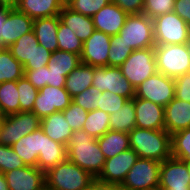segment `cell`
Wrapping results in <instances>:
<instances>
[{
	"label": "cell",
	"mask_w": 190,
	"mask_h": 190,
	"mask_svg": "<svg viewBox=\"0 0 190 190\" xmlns=\"http://www.w3.org/2000/svg\"><path fill=\"white\" fill-rule=\"evenodd\" d=\"M67 159L88 171L95 178L100 174L106 158L100 150L97 139L88 135L83 129L73 131L66 145Z\"/></svg>",
	"instance_id": "cell-1"
},
{
	"label": "cell",
	"mask_w": 190,
	"mask_h": 190,
	"mask_svg": "<svg viewBox=\"0 0 190 190\" xmlns=\"http://www.w3.org/2000/svg\"><path fill=\"white\" fill-rule=\"evenodd\" d=\"M128 134L130 147L138 157L161 163L172 157L171 135L166 130L135 127Z\"/></svg>",
	"instance_id": "cell-2"
},
{
	"label": "cell",
	"mask_w": 190,
	"mask_h": 190,
	"mask_svg": "<svg viewBox=\"0 0 190 190\" xmlns=\"http://www.w3.org/2000/svg\"><path fill=\"white\" fill-rule=\"evenodd\" d=\"M95 177L69 159L45 172V187L49 190H82Z\"/></svg>",
	"instance_id": "cell-3"
},
{
	"label": "cell",
	"mask_w": 190,
	"mask_h": 190,
	"mask_svg": "<svg viewBox=\"0 0 190 190\" xmlns=\"http://www.w3.org/2000/svg\"><path fill=\"white\" fill-rule=\"evenodd\" d=\"M157 71L176 78L190 72V44H168L154 47Z\"/></svg>",
	"instance_id": "cell-4"
},
{
	"label": "cell",
	"mask_w": 190,
	"mask_h": 190,
	"mask_svg": "<svg viewBox=\"0 0 190 190\" xmlns=\"http://www.w3.org/2000/svg\"><path fill=\"white\" fill-rule=\"evenodd\" d=\"M117 39L123 40L132 51L155 47L153 19L143 13L128 15Z\"/></svg>",
	"instance_id": "cell-5"
},
{
	"label": "cell",
	"mask_w": 190,
	"mask_h": 190,
	"mask_svg": "<svg viewBox=\"0 0 190 190\" xmlns=\"http://www.w3.org/2000/svg\"><path fill=\"white\" fill-rule=\"evenodd\" d=\"M155 46L190 44L189 25L174 11L153 19Z\"/></svg>",
	"instance_id": "cell-6"
},
{
	"label": "cell",
	"mask_w": 190,
	"mask_h": 190,
	"mask_svg": "<svg viewBox=\"0 0 190 190\" xmlns=\"http://www.w3.org/2000/svg\"><path fill=\"white\" fill-rule=\"evenodd\" d=\"M122 75L136 89L138 86L157 73L154 47L137 49L120 66Z\"/></svg>",
	"instance_id": "cell-7"
},
{
	"label": "cell",
	"mask_w": 190,
	"mask_h": 190,
	"mask_svg": "<svg viewBox=\"0 0 190 190\" xmlns=\"http://www.w3.org/2000/svg\"><path fill=\"white\" fill-rule=\"evenodd\" d=\"M41 119L32 111L18 112L0 120V144L11 146L21 137L40 128Z\"/></svg>",
	"instance_id": "cell-8"
},
{
	"label": "cell",
	"mask_w": 190,
	"mask_h": 190,
	"mask_svg": "<svg viewBox=\"0 0 190 190\" xmlns=\"http://www.w3.org/2000/svg\"><path fill=\"white\" fill-rule=\"evenodd\" d=\"M161 162L152 159L138 158L131 167L121 190H158Z\"/></svg>",
	"instance_id": "cell-9"
},
{
	"label": "cell",
	"mask_w": 190,
	"mask_h": 190,
	"mask_svg": "<svg viewBox=\"0 0 190 190\" xmlns=\"http://www.w3.org/2000/svg\"><path fill=\"white\" fill-rule=\"evenodd\" d=\"M92 85L101 93L108 91L125 97L128 100L135 97V88L122 75L120 67H94Z\"/></svg>",
	"instance_id": "cell-10"
},
{
	"label": "cell",
	"mask_w": 190,
	"mask_h": 190,
	"mask_svg": "<svg viewBox=\"0 0 190 190\" xmlns=\"http://www.w3.org/2000/svg\"><path fill=\"white\" fill-rule=\"evenodd\" d=\"M135 97L165 107L175 98L174 78L167 77L166 75L157 72L135 89Z\"/></svg>",
	"instance_id": "cell-11"
},
{
	"label": "cell",
	"mask_w": 190,
	"mask_h": 190,
	"mask_svg": "<svg viewBox=\"0 0 190 190\" xmlns=\"http://www.w3.org/2000/svg\"><path fill=\"white\" fill-rule=\"evenodd\" d=\"M138 158V154L131 148L120 152L118 155L106 159L102 171L95 179L104 184L121 186Z\"/></svg>",
	"instance_id": "cell-12"
},
{
	"label": "cell",
	"mask_w": 190,
	"mask_h": 190,
	"mask_svg": "<svg viewBox=\"0 0 190 190\" xmlns=\"http://www.w3.org/2000/svg\"><path fill=\"white\" fill-rule=\"evenodd\" d=\"M73 101L65 88L44 86L38 91L32 112L40 119L55 112H62Z\"/></svg>",
	"instance_id": "cell-13"
},
{
	"label": "cell",
	"mask_w": 190,
	"mask_h": 190,
	"mask_svg": "<svg viewBox=\"0 0 190 190\" xmlns=\"http://www.w3.org/2000/svg\"><path fill=\"white\" fill-rule=\"evenodd\" d=\"M159 190H190V171L186 161L170 157L161 163Z\"/></svg>",
	"instance_id": "cell-14"
},
{
	"label": "cell",
	"mask_w": 190,
	"mask_h": 190,
	"mask_svg": "<svg viewBox=\"0 0 190 190\" xmlns=\"http://www.w3.org/2000/svg\"><path fill=\"white\" fill-rule=\"evenodd\" d=\"M81 64V57L75 53L56 50L52 52L47 67V85L65 88L67 76Z\"/></svg>",
	"instance_id": "cell-15"
},
{
	"label": "cell",
	"mask_w": 190,
	"mask_h": 190,
	"mask_svg": "<svg viewBox=\"0 0 190 190\" xmlns=\"http://www.w3.org/2000/svg\"><path fill=\"white\" fill-rule=\"evenodd\" d=\"M110 39V35L94 30L92 35L83 42V50L80 55L81 63L93 67L108 66Z\"/></svg>",
	"instance_id": "cell-16"
},
{
	"label": "cell",
	"mask_w": 190,
	"mask_h": 190,
	"mask_svg": "<svg viewBox=\"0 0 190 190\" xmlns=\"http://www.w3.org/2000/svg\"><path fill=\"white\" fill-rule=\"evenodd\" d=\"M33 22L27 14L11 9L0 31V48H9L25 33L33 31Z\"/></svg>",
	"instance_id": "cell-17"
},
{
	"label": "cell",
	"mask_w": 190,
	"mask_h": 190,
	"mask_svg": "<svg viewBox=\"0 0 190 190\" xmlns=\"http://www.w3.org/2000/svg\"><path fill=\"white\" fill-rule=\"evenodd\" d=\"M9 190H42L45 172L38 167L25 166L4 173Z\"/></svg>",
	"instance_id": "cell-18"
},
{
	"label": "cell",
	"mask_w": 190,
	"mask_h": 190,
	"mask_svg": "<svg viewBox=\"0 0 190 190\" xmlns=\"http://www.w3.org/2000/svg\"><path fill=\"white\" fill-rule=\"evenodd\" d=\"M136 127L165 130L164 107L151 101L134 97Z\"/></svg>",
	"instance_id": "cell-19"
},
{
	"label": "cell",
	"mask_w": 190,
	"mask_h": 190,
	"mask_svg": "<svg viewBox=\"0 0 190 190\" xmlns=\"http://www.w3.org/2000/svg\"><path fill=\"white\" fill-rule=\"evenodd\" d=\"M128 14L110 2L92 16L95 30L115 36L123 28Z\"/></svg>",
	"instance_id": "cell-20"
},
{
	"label": "cell",
	"mask_w": 190,
	"mask_h": 190,
	"mask_svg": "<svg viewBox=\"0 0 190 190\" xmlns=\"http://www.w3.org/2000/svg\"><path fill=\"white\" fill-rule=\"evenodd\" d=\"M45 146V133L41 128L21 137L11 145L26 166L37 167L38 154L43 153Z\"/></svg>",
	"instance_id": "cell-21"
},
{
	"label": "cell",
	"mask_w": 190,
	"mask_h": 190,
	"mask_svg": "<svg viewBox=\"0 0 190 190\" xmlns=\"http://www.w3.org/2000/svg\"><path fill=\"white\" fill-rule=\"evenodd\" d=\"M165 130L173 135L190 128V102L174 98L164 107Z\"/></svg>",
	"instance_id": "cell-22"
},
{
	"label": "cell",
	"mask_w": 190,
	"mask_h": 190,
	"mask_svg": "<svg viewBox=\"0 0 190 190\" xmlns=\"http://www.w3.org/2000/svg\"><path fill=\"white\" fill-rule=\"evenodd\" d=\"M64 6L62 0H16V9L33 20L59 15Z\"/></svg>",
	"instance_id": "cell-23"
},
{
	"label": "cell",
	"mask_w": 190,
	"mask_h": 190,
	"mask_svg": "<svg viewBox=\"0 0 190 190\" xmlns=\"http://www.w3.org/2000/svg\"><path fill=\"white\" fill-rule=\"evenodd\" d=\"M60 21L59 15H56L35 19L33 22V31L39 45L51 52L58 50L57 31Z\"/></svg>",
	"instance_id": "cell-24"
},
{
	"label": "cell",
	"mask_w": 190,
	"mask_h": 190,
	"mask_svg": "<svg viewBox=\"0 0 190 190\" xmlns=\"http://www.w3.org/2000/svg\"><path fill=\"white\" fill-rule=\"evenodd\" d=\"M61 22L76 34L82 42L86 41L95 30L92 17L85 16L65 5L59 13Z\"/></svg>",
	"instance_id": "cell-25"
},
{
	"label": "cell",
	"mask_w": 190,
	"mask_h": 190,
	"mask_svg": "<svg viewBox=\"0 0 190 190\" xmlns=\"http://www.w3.org/2000/svg\"><path fill=\"white\" fill-rule=\"evenodd\" d=\"M40 128L50 139L63 145L68 144L73 133L63 112H55L42 118Z\"/></svg>",
	"instance_id": "cell-26"
},
{
	"label": "cell",
	"mask_w": 190,
	"mask_h": 190,
	"mask_svg": "<svg viewBox=\"0 0 190 190\" xmlns=\"http://www.w3.org/2000/svg\"><path fill=\"white\" fill-rule=\"evenodd\" d=\"M39 46L34 31L25 33L8 49L13 57L24 66V70H34L35 49Z\"/></svg>",
	"instance_id": "cell-27"
},
{
	"label": "cell",
	"mask_w": 190,
	"mask_h": 190,
	"mask_svg": "<svg viewBox=\"0 0 190 190\" xmlns=\"http://www.w3.org/2000/svg\"><path fill=\"white\" fill-rule=\"evenodd\" d=\"M94 67L81 63L66 78L65 89L73 98L92 86Z\"/></svg>",
	"instance_id": "cell-28"
},
{
	"label": "cell",
	"mask_w": 190,
	"mask_h": 190,
	"mask_svg": "<svg viewBox=\"0 0 190 190\" xmlns=\"http://www.w3.org/2000/svg\"><path fill=\"white\" fill-rule=\"evenodd\" d=\"M67 159V147L59 142L53 141L45 134V146L43 153L38 154L37 167L46 172L50 168Z\"/></svg>",
	"instance_id": "cell-29"
},
{
	"label": "cell",
	"mask_w": 190,
	"mask_h": 190,
	"mask_svg": "<svg viewBox=\"0 0 190 190\" xmlns=\"http://www.w3.org/2000/svg\"><path fill=\"white\" fill-rule=\"evenodd\" d=\"M97 141L106 159L112 158L120 152L131 148L129 134L124 132L109 130L99 137Z\"/></svg>",
	"instance_id": "cell-30"
},
{
	"label": "cell",
	"mask_w": 190,
	"mask_h": 190,
	"mask_svg": "<svg viewBox=\"0 0 190 190\" xmlns=\"http://www.w3.org/2000/svg\"><path fill=\"white\" fill-rule=\"evenodd\" d=\"M110 130L129 133L136 127L134 98L109 115Z\"/></svg>",
	"instance_id": "cell-31"
},
{
	"label": "cell",
	"mask_w": 190,
	"mask_h": 190,
	"mask_svg": "<svg viewBox=\"0 0 190 190\" xmlns=\"http://www.w3.org/2000/svg\"><path fill=\"white\" fill-rule=\"evenodd\" d=\"M24 76V66L18 62L8 48H0V83L18 81Z\"/></svg>",
	"instance_id": "cell-32"
},
{
	"label": "cell",
	"mask_w": 190,
	"mask_h": 190,
	"mask_svg": "<svg viewBox=\"0 0 190 190\" xmlns=\"http://www.w3.org/2000/svg\"><path fill=\"white\" fill-rule=\"evenodd\" d=\"M0 105L4 116L20 112L17 81L0 83Z\"/></svg>",
	"instance_id": "cell-33"
},
{
	"label": "cell",
	"mask_w": 190,
	"mask_h": 190,
	"mask_svg": "<svg viewBox=\"0 0 190 190\" xmlns=\"http://www.w3.org/2000/svg\"><path fill=\"white\" fill-rule=\"evenodd\" d=\"M82 129L98 139L110 130L109 114L98 109L89 111Z\"/></svg>",
	"instance_id": "cell-34"
},
{
	"label": "cell",
	"mask_w": 190,
	"mask_h": 190,
	"mask_svg": "<svg viewBox=\"0 0 190 190\" xmlns=\"http://www.w3.org/2000/svg\"><path fill=\"white\" fill-rule=\"evenodd\" d=\"M58 50L67 51L81 55L83 50V42L77 38L76 34L70 28L65 26L61 21L57 31Z\"/></svg>",
	"instance_id": "cell-35"
},
{
	"label": "cell",
	"mask_w": 190,
	"mask_h": 190,
	"mask_svg": "<svg viewBox=\"0 0 190 190\" xmlns=\"http://www.w3.org/2000/svg\"><path fill=\"white\" fill-rule=\"evenodd\" d=\"M172 157L186 161L190 159V128L171 135Z\"/></svg>",
	"instance_id": "cell-36"
},
{
	"label": "cell",
	"mask_w": 190,
	"mask_h": 190,
	"mask_svg": "<svg viewBox=\"0 0 190 190\" xmlns=\"http://www.w3.org/2000/svg\"><path fill=\"white\" fill-rule=\"evenodd\" d=\"M17 88L19 92L20 112L32 111L39 90L25 76L17 81Z\"/></svg>",
	"instance_id": "cell-37"
},
{
	"label": "cell",
	"mask_w": 190,
	"mask_h": 190,
	"mask_svg": "<svg viewBox=\"0 0 190 190\" xmlns=\"http://www.w3.org/2000/svg\"><path fill=\"white\" fill-rule=\"evenodd\" d=\"M131 53L132 50L123 40L117 39V35L111 36L108 66L120 67Z\"/></svg>",
	"instance_id": "cell-38"
},
{
	"label": "cell",
	"mask_w": 190,
	"mask_h": 190,
	"mask_svg": "<svg viewBox=\"0 0 190 190\" xmlns=\"http://www.w3.org/2000/svg\"><path fill=\"white\" fill-rule=\"evenodd\" d=\"M25 166L24 161L11 146L0 144V173L4 174L13 169L23 168Z\"/></svg>",
	"instance_id": "cell-39"
},
{
	"label": "cell",
	"mask_w": 190,
	"mask_h": 190,
	"mask_svg": "<svg viewBox=\"0 0 190 190\" xmlns=\"http://www.w3.org/2000/svg\"><path fill=\"white\" fill-rule=\"evenodd\" d=\"M112 0H71L66 5L80 14L92 17Z\"/></svg>",
	"instance_id": "cell-40"
},
{
	"label": "cell",
	"mask_w": 190,
	"mask_h": 190,
	"mask_svg": "<svg viewBox=\"0 0 190 190\" xmlns=\"http://www.w3.org/2000/svg\"><path fill=\"white\" fill-rule=\"evenodd\" d=\"M175 0H144L142 13L151 19L174 11Z\"/></svg>",
	"instance_id": "cell-41"
},
{
	"label": "cell",
	"mask_w": 190,
	"mask_h": 190,
	"mask_svg": "<svg viewBox=\"0 0 190 190\" xmlns=\"http://www.w3.org/2000/svg\"><path fill=\"white\" fill-rule=\"evenodd\" d=\"M62 112L64 114V118L73 131L82 130L88 111L84 110L72 101L71 104Z\"/></svg>",
	"instance_id": "cell-42"
},
{
	"label": "cell",
	"mask_w": 190,
	"mask_h": 190,
	"mask_svg": "<svg viewBox=\"0 0 190 190\" xmlns=\"http://www.w3.org/2000/svg\"><path fill=\"white\" fill-rule=\"evenodd\" d=\"M101 92L93 85L84 92L73 97V102L86 111H93L98 109V101Z\"/></svg>",
	"instance_id": "cell-43"
},
{
	"label": "cell",
	"mask_w": 190,
	"mask_h": 190,
	"mask_svg": "<svg viewBox=\"0 0 190 190\" xmlns=\"http://www.w3.org/2000/svg\"><path fill=\"white\" fill-rule=\"evenodd\" d=\"M127 101L128 99L125 97L104 91L99 97L98 110L104 111L110 115L115 113V111L121 108Z\"/></svg>",
	"instance_id": "cell-44"
},
{
	"label": "cell",
	"mask_w": 190,
	"mask_h": 190,
	"mask_svg": "<svg viewBox=\"0 0 190 190\" xmlns=\"http://www.w3.org/2000/svg\"><path fill=\"white\" fill-rule=\"evenodd\" d=\"M175 81V98L190 102V72L178 76Z\"/></svg>",
	"instance_id": "cell-45"
},
{
	"label": "cell",
	"mask_w": 190,
	"mask_h": 190,
	"mask_svg": "<svg viewBox=\"0 0 190 190\" xmlns=\"http://www.w3.org/2000/svg\"><path fill=\"white\" fill-rule=\"evenodd\" d=\"M47 65L37 70H24L25 78L38 90L47 85Z\"/></svg>",
	"instance_id": "cell-46"
},
{
	"label": "cell",
	"mask_w": 190,
	"mask_h": 190,
	"mask_svg": "<svg viewBox=\"0 0 190 190\" xmlns=\"http://www.w3.org/2000/svg\"><path fill=\"white\" fill-rule=\"evenodd\" d=\"M112 2L128 15L142 14L144 0H112Z\"/></svg>",
	"instance_id": "cell-47"
},
{
	"label": "cell",
	"mask_w": 190,
	"mask_h": 190,
	"mask_svg": "<svg viewBox=\"0 0 190 190\" xmlns=\"http://www.w3.org/2000/svg\"><path fill=\"white\" fill-rule=\"evenodd\" d=\"M52 55V52L45 49L42 45H39L35 49L34 54V70L42 68L46 66L49 62V59Z\"/></svg>",
	"instance_id": "cell-48"
},
{
	"label": "cell",
	"mask_w": 190,
	"mask_h": 190,
	"mask_svg": "<svg viewBox=\"0 0 190 190\" xmlns=\"http://www.w3.org/2000/svg\"><path fill=\"white\" fill-rule=\"evenodd\" d=\"M174 12L190 25V0H175Z\"/></svg>",
	"instance_id": "cell-49"
},
{
	"label": "cell",
	"mask_w": 190,
	"mask_h": 190,
	"mask_svg": "<svg viewBox=\"0 0 190 190\" xmlns=\"http://www.w3.org/2000/svg\"><path fill=\"white\" fill-rule=\"evenodd\" d=\"M82 190H121V189L120 186L104 184L95 179L86 188Z\"/></svg>",
	"instance_id": "cell-50"
},
{
	"label": "cell",
	"mask_w": 190,
	"mask_h": 190,
	"mask_svg": "<svg viewBox=\"0 0 190 190\" xmlns=\"http://www.w3.org/2000/svg\"><path fill=\"white\" fill-rule=\"evenodd\" d=\"M10 10H11V8H8L5 6H0V31L5 22V18Z\"/></svg>",
	"instance_id": "cell-51"
},
{
	"label": "cell",
	"mask_w": 190,
	"mask_h": 190,
	"mask_svg": "<svg viewBox=\"0 0 190 190\" xmlns=\"http://www.w3.org/2000/svg\"><path fill=\"white\" fill-rule=\"evenodd\" d=\"M0 6H5L11 9H15L16 0H0Z\"/></svg>",
	"instance_id": "cell-52"
},
{
	"label": "cell",
	"mask_w": 190,
	"mask_h": 190,
	"mask_svg": "<svg viewBox=\"0 0 190 190\" xmlns=\"http://www.w3.org/2000/svg\"><path fill=\"white\" fill-rule=\"evenodd\" d=\"M0 190H9L4 174L0 173Z\"/></svg>",
	"instance_id": "cell-53"
},
{
	"label": "cell",
	"mask_w": 190,
	"mask_h": 190,
	"mask_svg": "<svg viewBox=\"0 0 190 190\" xmlns=\"http://www.w3.org/2000/svg\"><path fill=\"white\" fill-rule=\"evenodd\" d=\"M4 117L3 115V111H2V108H1V105H0V120Z\"/></svg>",
	"instance_id": "cell-54"
},
{
	"label": "cell",
	"mask_w": 190,
	"mask_h": 190,
	"mask_svg": "<svg viewBox=\"0 0 190 190\" xmlns=\"http://www.w3.org/2000/svg\"><path fill=\"white\" fill-rule=\"evenodd\" d=\"M186 163H187V165H188V167H189V171H190V159H189V160H186Z\"/></svg>",
	"instance_id": "cell-55"
},
{
	"label": "cell",
	"mask_w": 190,
	"mask_h": 190,
	"mask_svg": "<svg viewBox=\"0 0 190 190\" xmlns=\"http://www.w3.org/2000/svg\"><path fill=\"white\" fill-rule=\"evenodd\" d=\"M63 1V3L66 5L69 1H71V0H62Z\"/></svg>",
	"instance_id": "cell-56"
}]
</instances>
